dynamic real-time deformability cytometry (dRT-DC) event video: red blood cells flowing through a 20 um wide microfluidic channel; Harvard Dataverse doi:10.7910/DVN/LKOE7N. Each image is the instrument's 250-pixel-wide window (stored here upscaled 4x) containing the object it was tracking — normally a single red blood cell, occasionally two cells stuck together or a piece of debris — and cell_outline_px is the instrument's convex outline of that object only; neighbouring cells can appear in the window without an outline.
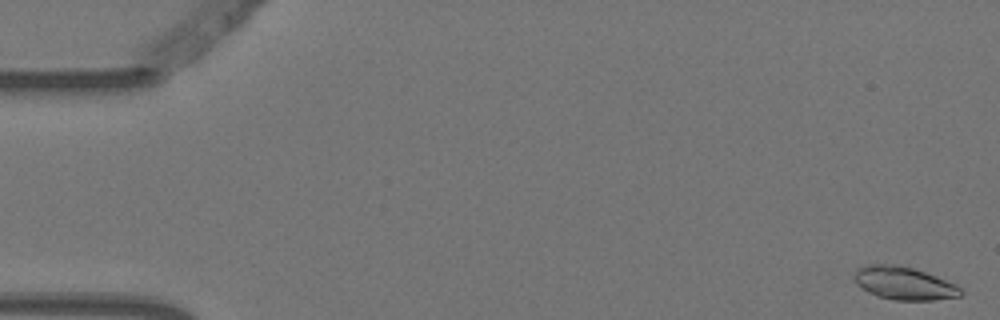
{"species": "Egyptian fruit bat (a non-hibernating species)", "species_latin": "Rousettus aegyptiacus", "temperature_condition": "warm", "stored_images_in_passage": 5, "camera_frame_rate_fps": 3000, "um_per_image_px": 0.085, "animal": {"sex": "female"}, "frame": {"image": 1, "passage_image": 1, "time_ms": 0.0, "image_size_px": [1000, 320], "cell_outline_px": [[964, 292], [960, 296], [932, 300], [896, 300], [880, 296], [868, 292], [856, 284], [852, 276], [860, 268], [868, 264], [900, 264], [936, 276], [956, 284]], "centroid_in_image_um": [76.84, 24.07], "position_along_channel_um": 8.2, "area_um2": 20.35}}
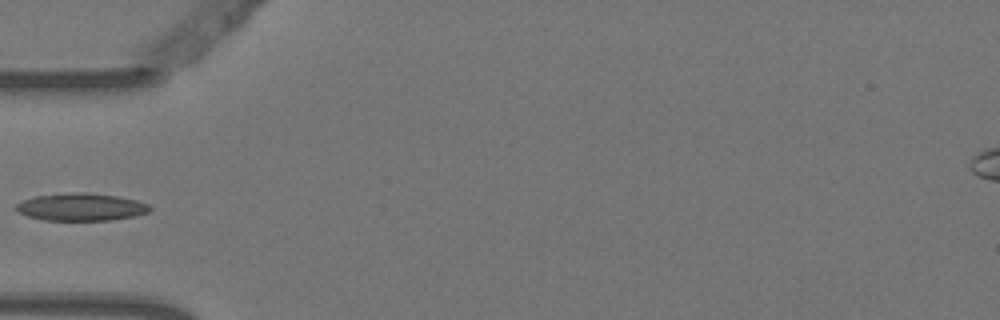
{"frame": {"image": 2, "passage_image": 4, "time_ms": 1.0, "image_size_px": [1000, 320], "cell_outline_px": [[152, 208], [148, 212], [132, 216], [112, 220], [44, 220], [28, 216], [16, 212], [12, 208], [16, 204], [24, 200], [36, 196], [72, 192], [84, 192], [116, 196], [136, 200], [148, 204]], "centroid_in_image_um": [6.84, 17.59], "position_along_channel_um": 78.2, "area_um2": 21.39}}
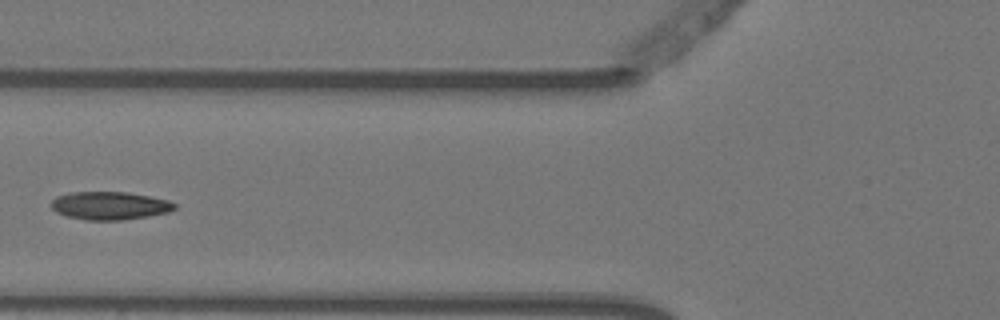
{"frame": {"image": 3, "passage_image": 5, "time_ms": 1.333, "image_size_px": [1000, 320], "cell_outline_px": [[176, 208], [168, 212], [148, 216], [124, 220], [88, 220], [68, 216], [56, 212], [52, 208], [52, 200], [56, 196], [68, 192], [128, 192], [168, 200], [176, 204]], "centroid_in_image_um": [9.32, 17.47], "position_along_channel_um": 116.5, "area_um2": 20.11}}